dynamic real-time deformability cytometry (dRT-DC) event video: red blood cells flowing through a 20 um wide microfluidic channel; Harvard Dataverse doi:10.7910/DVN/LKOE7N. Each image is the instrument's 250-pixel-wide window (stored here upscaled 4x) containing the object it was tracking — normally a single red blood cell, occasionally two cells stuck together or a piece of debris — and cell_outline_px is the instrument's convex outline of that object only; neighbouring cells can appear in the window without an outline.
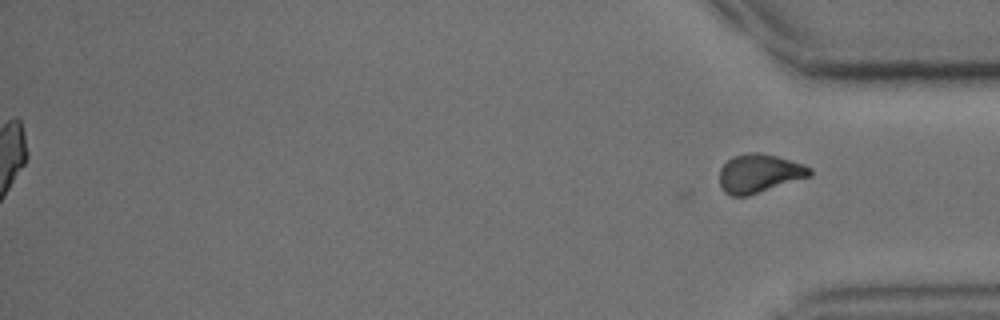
{"species": "common noctule bat (a hibernating species)", "species_latin": "Nyctalus noctula", "temperature_condition": "cold", "stored_images_in_passage": 33, "segment_of_instrument_passage": [2, 2], "camera_frame_rate_fps": 3000, "um_per_image_px": 0.085, "animal": {"sex": "male", "body_mass_g": 15.6}, "frame": {"image": 1, "passage_image": 33, "time_ms": 10.667, "image_size_px": [1000, 320], "cell_outline_px": [[812, 176], [748, 196], [728, 196], [724, 192], [720, 184], [720, 168], [732, 156], [748, 152], [760, 152], [776, 156], [804, 164], [812, 168]], "centroid_in_image_um": [64.54, 14.74], "position_along_channel_um": 370.7, "area_um2": 20.58}}